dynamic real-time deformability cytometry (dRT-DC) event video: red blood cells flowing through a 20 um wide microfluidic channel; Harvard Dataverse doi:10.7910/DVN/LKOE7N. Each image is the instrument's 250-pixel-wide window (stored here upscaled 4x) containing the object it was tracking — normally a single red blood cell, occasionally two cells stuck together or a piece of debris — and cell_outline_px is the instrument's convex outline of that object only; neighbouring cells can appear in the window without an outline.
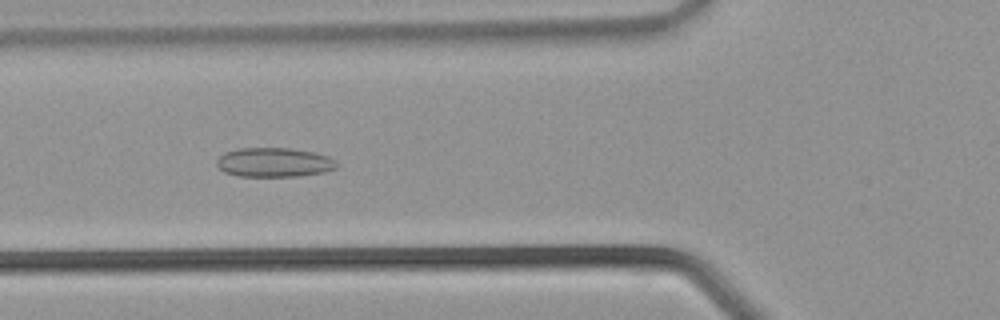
{"species": "common noctule bat (a hibernating species)", "species_latin": "Nyctalus noctula", "temperature_condition": "warm", "stored_images_in_passage": 29, "camera_frame_rate_fps": 3000, "um_per_image_px": 0.085, "animal": {"sex": "male", "body_mass_g": 21.5, "forearm_length_mm": 52.0}, "frame": {"image": 1, "passage_image": 8, "time_ms": 2.333, "image_size_px": [1000, 320], "cell_outline_px": [[340, 164], [336, 168], [324, 172], [296, 176], [240, 176], [224, 172], [216, 164], [216, 160], [224, 152], [236, 148], [292, 148], [316, 152], [328, 156], [336, 160]], "centroid_in_image_um": [23.32, 13.79], "position_along_channel_um": 102.5, "area_um2": 20.69}}
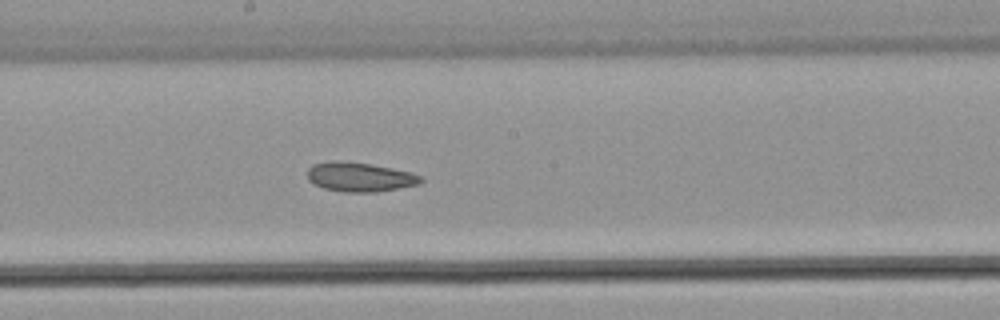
{"frame": {"image": 2, "passage_image": 14, "time_ms": 4.333, "image_size_px": [1000, 320], "cell_outline_px": [[424, 180], [420, 184], [376, 192], [344, 192], [324, 188], [308, 180], [308, 168], [312, 164], [368, 164], [392, 168], [408, 172], [420, 176]], "centroid_in_image_um": [30.64, 15.1], "position_along_channel_um": 217.6, "area_um2": 18.32}}
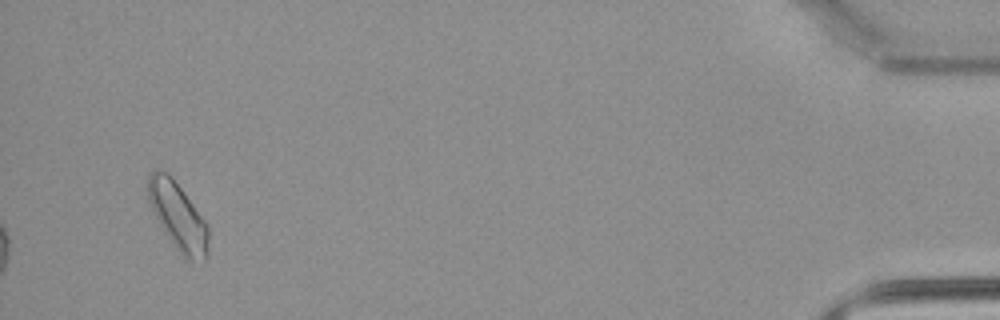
{"frame": {"image": 3, "passage_image": 29, "time_ms": 9.333, "image_size_px": [1000, 320], "cell_outline_px": [[208, 256], [204, 260], [184, 260], [180, 256], [164, 232], [148, 200], [148, 176], [156, 168], [168, 172], [172, 176], [204, 220], [208, 228]], "centroid_in_image_um": [15.12, 18.41], "position_along_channel_um": 420.1, "area_um2": 23.7}}